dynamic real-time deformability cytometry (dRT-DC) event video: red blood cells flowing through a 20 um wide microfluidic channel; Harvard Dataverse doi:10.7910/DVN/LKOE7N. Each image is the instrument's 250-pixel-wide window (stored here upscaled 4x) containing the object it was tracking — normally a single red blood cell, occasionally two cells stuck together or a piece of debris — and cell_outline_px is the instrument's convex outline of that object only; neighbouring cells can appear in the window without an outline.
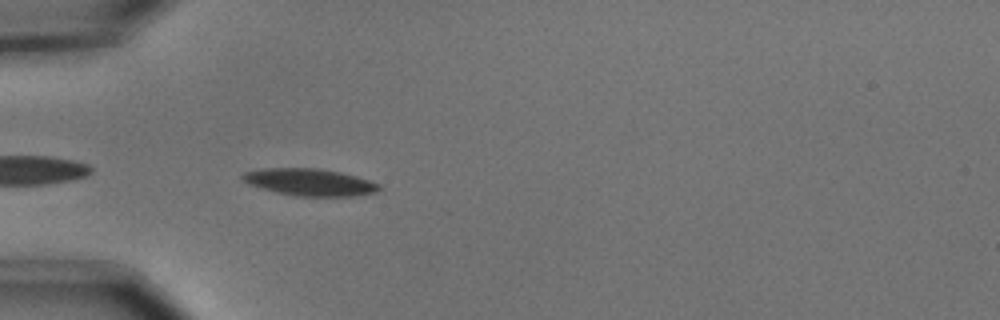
{"species": "common noctule bat (a hibernating species)", "species_latin": "Nyctalus noctula", "temperature_condition": "cold", "stored_images_in_passage": 40, "camera_frame_rate_fps": 3000, "um_per_image_px": 0.085, "animal": {"sex": "male", "body_mass_g": 15.6}, "frame": {"image": 1, "passage_image": 2, "time_ms": 0.333, "image_size_px": [1000, 320], "cell_outline_px": [[384, 188], [376, 192], [356, 196], [296, 196], [276, 192], [260, 188], [248, 184], [240, 176], [244, 172], [264, 168], [316, 168], [340, 172], [356, 176], [380, 184]], "centroid_in_image_um": [26.34, 15.49], "position_along_channel_um": 58.7, "area_um2": 21.62}}
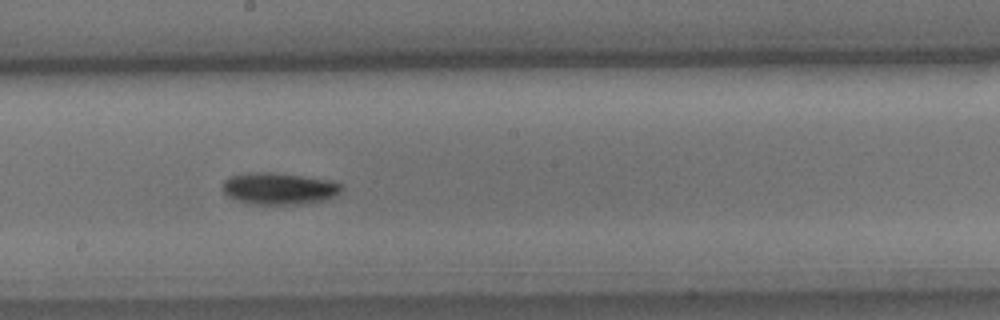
{"frame": {"image": 2, "passage_image": 16, "time_ms": 5.0, "image_size_px": [1000, 320], "cell_outline_px": [[344, 188], [340, 192], [324, 200], [308, 204], [252, 204], [236, 200], [228, 196], [220, 188], [224, 180], [228, 176], [252, 172], [268, 172], [300, 176], [328, 180], [344, 184]], "centroid_in_image_um": [23.69, 16.03], "position_along_channel_um": 224.5, "area_um2": 22.14}}
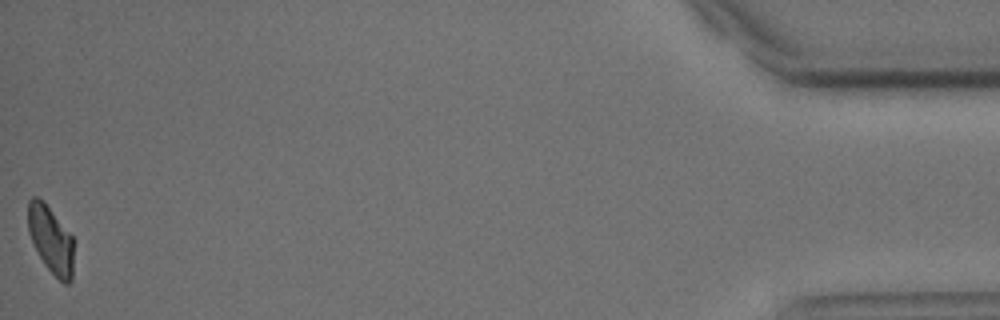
{"frame": {"image": 3, "passage_image": 40, "time_ms": 13.0, "image_size_px": [1000, 320], "cell_outline_px": [[72, 280], [68, 284], [64, 284], [44, 264], [28, 232], [28, 200], [32, 196], [36, 196], [48, 208], [72, 236]], "centroid_in_image_um": [4.3, 20.39], "position_along_channel_um": 430.9, "area_um2": 17.22}, "authors_computed_cell_mechanics": {"area_um2": 20.3456, "velocity_mm_per_s": 3.6825, "shape_relaxation_time_tau1_ms": 2.2582, "shape_relaxation_time_tau2_ms": null, "deformation_change_tau1": 0.1102, "deformation_change_tau2": null}}